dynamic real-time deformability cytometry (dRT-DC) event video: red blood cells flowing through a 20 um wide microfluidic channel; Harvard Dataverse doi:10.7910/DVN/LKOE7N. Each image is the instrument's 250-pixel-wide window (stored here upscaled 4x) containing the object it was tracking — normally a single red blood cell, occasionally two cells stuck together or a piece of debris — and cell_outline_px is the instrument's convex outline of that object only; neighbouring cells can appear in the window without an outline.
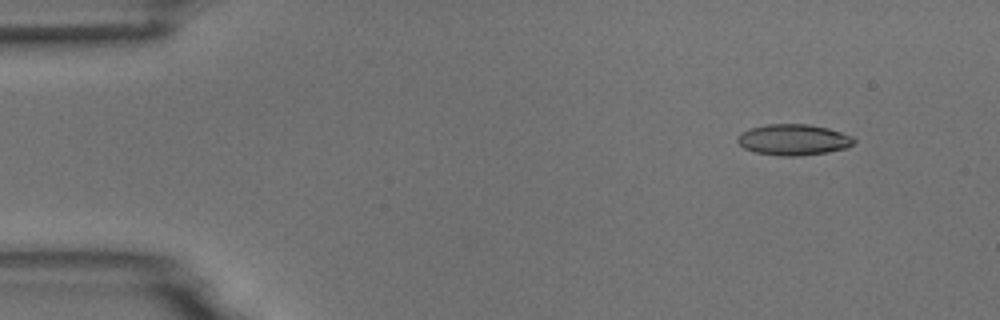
{"species": "common noctule bat (a hibernating species)", "species_latin": "Nyctalus noctula", "temperature_condition": "room temperature", "stored_images_in_passage": 5, "camera_frame_rate_fps": 3000, "um_per_image_px": 0.085, "animal": {"sex": "male", "body_mass_g": 18.8}, "frame": {"image": 1, "passage_image": 2, "time_ms": 1.0, "image_size_px": [1000, 320], "cell_outline_px": [[856, 140], [848, 148], [828, 152], [796, 156], [780, 156], [756, 152], [744, 148], [736, 140], [740, 132], [752, 128], [768, 124], [808, 124], [828, 128], [852, 136]], "centroid_in_image_um": [67.45, 11.88], "position_along_channel_um": 17.5, "area_um2": 20.98}}
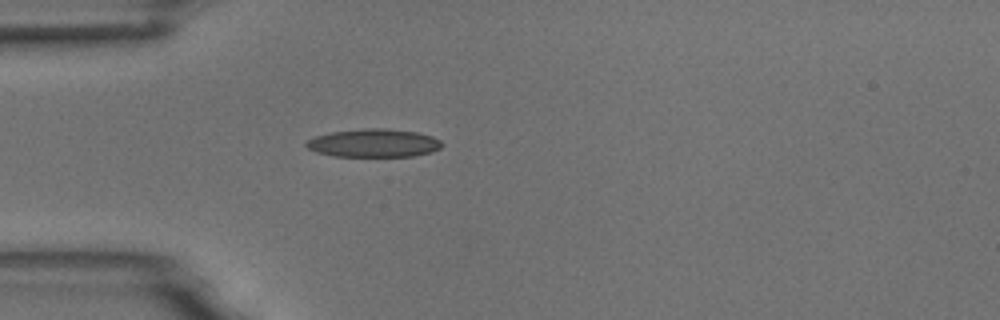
{"frame": {"image": 2, "passage_image": 5, "time_ms": 4.333, "image_size_px": [1000, 320], "cell_outline_px": [[444, 144], [440, 148], [432, 152], [412, 156], [332, 156], [316, 152], [308, 148], [304, 144], [308, 140], [316, 136], [332, 132], [364, 128], [388, 128], [416, 132], [432, 136], [440, 140]], "centroid_in_image_um": [31.78, 12.16], "position_along_channel_um": 53.2, "area_um2": 22.31}}